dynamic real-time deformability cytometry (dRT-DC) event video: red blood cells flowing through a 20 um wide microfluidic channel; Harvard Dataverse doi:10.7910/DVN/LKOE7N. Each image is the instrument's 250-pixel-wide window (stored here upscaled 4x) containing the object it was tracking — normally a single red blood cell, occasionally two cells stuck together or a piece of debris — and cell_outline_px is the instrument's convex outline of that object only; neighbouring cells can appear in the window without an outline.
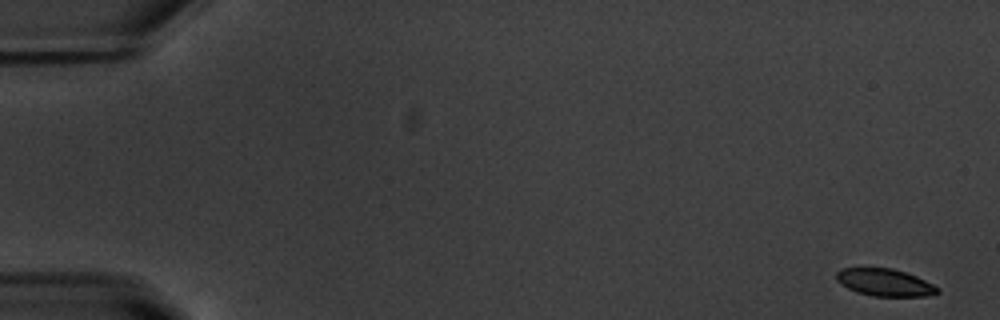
{"species": "common noctule bat (a hibernating species)", "species_latin": "Nyctalus noctula", "temperature_condition": "warm", "stored_images_in_passage": 15, "camera_frame_rate_fps": 3000, "um_per_image_px": 0.085, "animal": {"sex": "male", "body_mass_g": 20.1, "forearm_length_mm": 53.5}, "frame": {"image": 1, "passage_image": 1, "time_ms": 0.0, "image_size_px": [1000, 320], "cell_outline_px": [[940, 292], [924, 296], [872, 296], [856, 292], [840, 284], [836, 280], [836, 272], [840, 268], [892, 268], [916, 276], [940, 288]], "centroid_in_image_um": [75.17, 24.01], "position_along_channel_um": 9.8, "area_um2": 16.07}}